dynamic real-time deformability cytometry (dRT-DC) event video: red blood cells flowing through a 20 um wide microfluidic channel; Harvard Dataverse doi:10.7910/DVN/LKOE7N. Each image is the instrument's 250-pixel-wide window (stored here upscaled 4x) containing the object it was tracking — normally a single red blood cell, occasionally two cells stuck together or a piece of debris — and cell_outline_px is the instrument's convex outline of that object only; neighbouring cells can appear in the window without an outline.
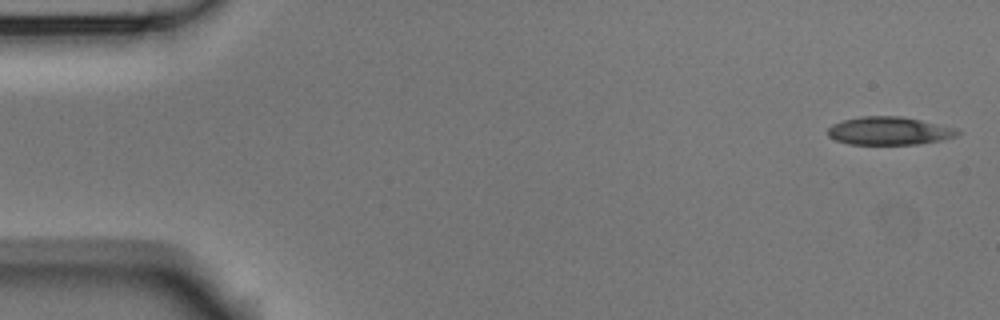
{"species": "Egyptian fruit bat (a non-hibernating species)", "species_latin": "Rousettus aegyptiacus", "temperature_condition": "room temperature", "stored_images_in_passage": 9, "camera_frame_rate_fps": 3000, "um_per_image_px": 0.085, "animal": {"sex": "male"}, "frame": {"image": 1, "passage_image": 1, "time_ms": 0.0, "image_size_px": [1000, 320], "cell_outline_px": [[960, 132], [956, 136], [940, 140], [916, 144], [848, 144], [836, 140], [828, 136], [828, 128], [832, 124], [844, 120], [860, 116], [900, 116], [960, 128]], "centroid_in_image_um": [75.59, 11.12], "position_along_channel_um": 9.4, "area_um2": 21.21}}
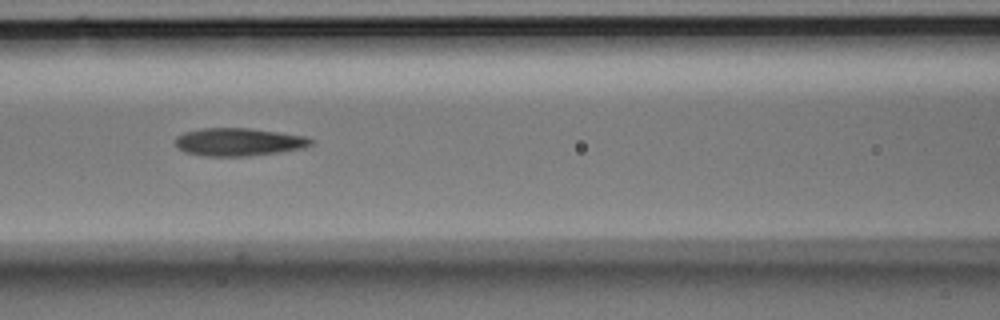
{"frame": {"image": 2, "passage_image": 7, "time_ms": 2.0, "image_size_px": [1000, 320], "cell_outline_px": [[312, 144], [304, 148], [280, 152], [248, 156], [204, 156], [184, 152], [176, 144], [176, 136], [184, 132], [204, 128], [248, 128], [304, 136], [312, 140]], "centroid_in_image_um": [20.27, 12.07], "position_along_channel_um": 146.3, "area_um2": 21.85}}
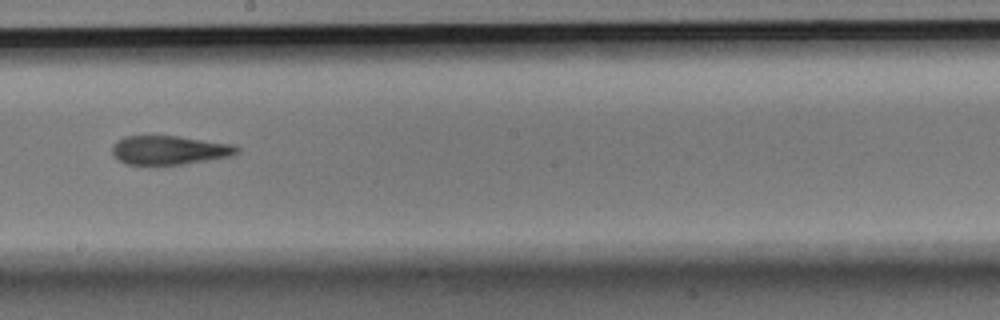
{"frame": {"image": 3, "passage_image": 9, "time_ms": 2.667, "image_size_px": [1000, 320], "cell_outline_px": [[240, 152], [232, 156], [184, 164], [156, 168], [128, 164], [116, 160], [112, 152], [112, 144], [124, 136], [180, 136], [232, 144], [240, 148]], "centroid_in_image_um": [14.36, 12.8], "position_along_channel_um": 233.8, "area_um2": 21.91}}